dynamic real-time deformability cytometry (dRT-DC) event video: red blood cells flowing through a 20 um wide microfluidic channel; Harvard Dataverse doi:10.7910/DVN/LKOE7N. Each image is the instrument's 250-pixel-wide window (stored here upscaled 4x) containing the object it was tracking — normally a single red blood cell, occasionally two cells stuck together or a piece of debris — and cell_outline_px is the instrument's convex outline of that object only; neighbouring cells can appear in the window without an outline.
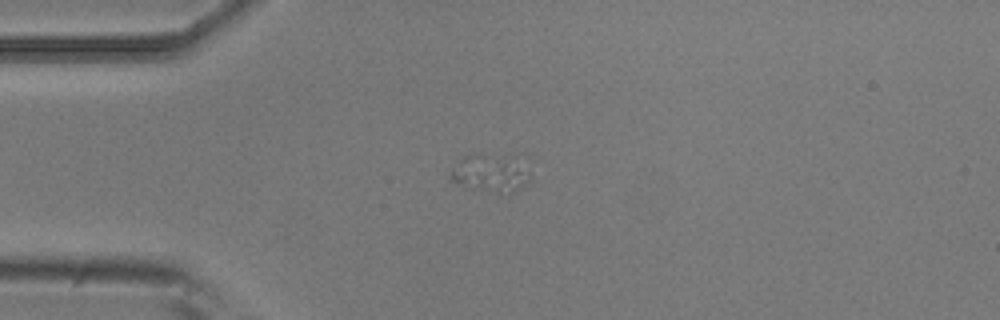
{"species": "common noctule bat (a hibernating species)", "species_latin": "Nyctalus noctula", "temperature_condition": "room temperature", "stored_images_in_passage": 7, "camera_frame_rate_fps": 3000, "um_per_image_px": 0.085, "animal": {"sex": "male", "body_mass_g": 20.5, "forearm_length_mm": 52.5}, "frame": {"image": 1, "passage_image": 3, "time_ms": 0.667, "image_size_px": [1000, 320], "cell_outline_px": [[532, 180], [520, 188], [512, 192], [496, 192], [476, 188], [452, 180], [448, 176], [452, 172], [512, 156], [516, 156], [532, 176]], "centroid_in_image_um": [42.08, 14.93], "position_along_channel_um": 42.9, "area_um2": 13.81}}